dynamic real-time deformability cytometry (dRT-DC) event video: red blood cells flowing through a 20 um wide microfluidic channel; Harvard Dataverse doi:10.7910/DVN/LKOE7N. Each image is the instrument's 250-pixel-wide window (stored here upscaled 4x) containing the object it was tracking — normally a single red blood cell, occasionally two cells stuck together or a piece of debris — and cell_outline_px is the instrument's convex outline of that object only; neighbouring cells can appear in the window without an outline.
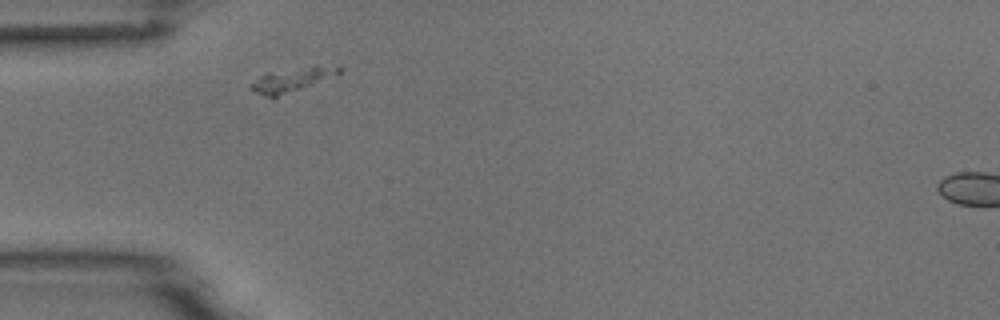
{"species": "common noctule bat (a hibernating species)", "species_latin": "Nyctalus noctula", "temperature_condition": "room temperature", "stored_images_in_passage": 2, "camera_frame_rate_fps": 3000, "um_per_image_px": 0.085, "animal": {"sex": "male", "body_mass_g": 18.8}, "frame": {"image": 1, "passage_image": 1, "time_ms": 0.0, "image_size_px": [1000, 320], "cell_outline_px": [[328, 72], [316, 80], [300, 88], [272, 100], [256, 92], [252, 88], [252, 84], [260, 76], [268, 72], [308, 68], [324, 68]], "centroid_in_image_um": [24.28, 6.92], "position_along_channel_um": 60.7, "area_um2": 10.0}}
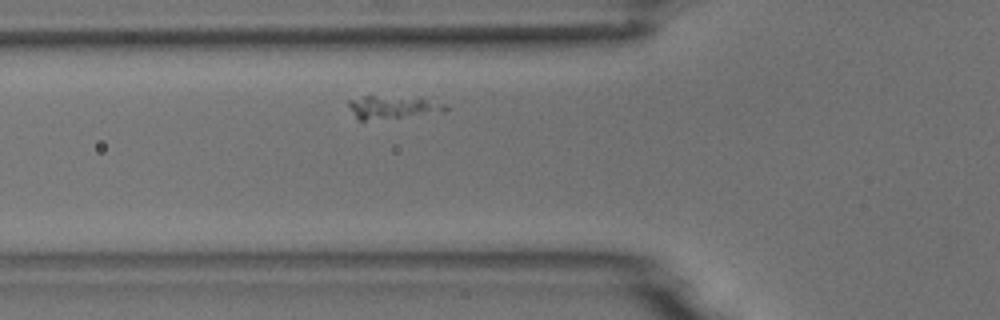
{"frame": {"image": 2, "passage_image": 2, "time_ms": 1.0, "image_size_px": [1000, 320], "cell_outline_px": [[448, 112], [364, 120], [356, 120], [348, 104], [348, 100], [364, 96], [420, 96], [448, 104]], "centroid_in_image_um": [33.49, 9.08], "position_along_channel_um": 92.3, "area_um2": 13.41}}